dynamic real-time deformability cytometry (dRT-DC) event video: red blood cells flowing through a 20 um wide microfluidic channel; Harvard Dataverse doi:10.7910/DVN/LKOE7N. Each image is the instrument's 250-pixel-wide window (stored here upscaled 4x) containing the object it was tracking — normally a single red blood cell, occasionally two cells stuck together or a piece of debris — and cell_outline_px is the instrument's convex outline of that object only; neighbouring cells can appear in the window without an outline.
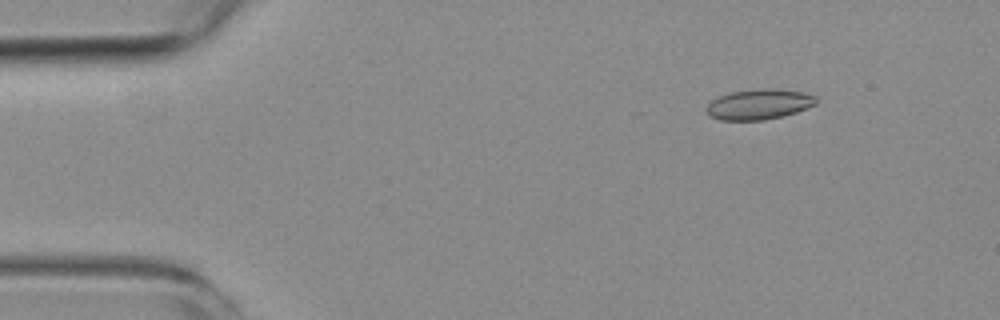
{"species": "common noctule bat (a hibernating species)", "species_latin": "Nyctalus noctula", "temperature_condition": "room temperature", "stored_images_in_passage": 10, "camera_frame_rate_fps": 3000, "um_per_image_px": 0.085, "animal": {"sex": "female", "body_mass_g": 19.3, "forearm_length_mm": 54.1}, "frame": {"image": 1, "passage_image": 1, "time_ms": 0.0, "image_size_px": [1000, 320], "cell_outline_px": [[816, 104], [796, 112], [784, 116], [764, 120], [720, 120], [708, 116], [704, 108], [712, 100], [728, 92], [764, 88], [768, 88], [800, 92], [816, 96]], "centroid_in_image_um": [64.46, 8.88], "position_along_channel_um": 20.5, "area_um2": 19.42}}
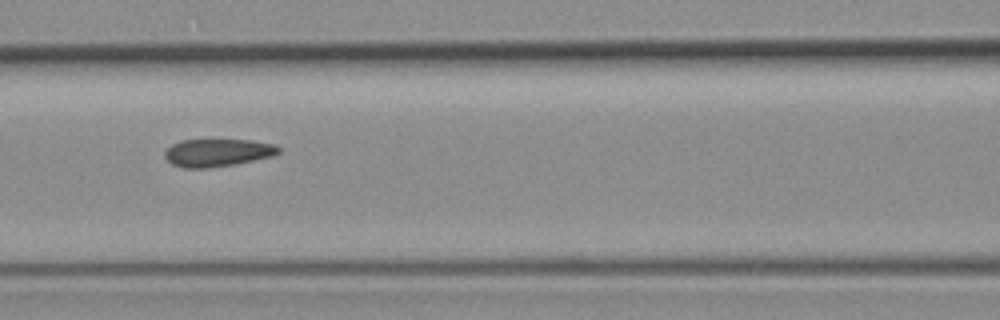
{"frame": {"image": 2, "passage_image": 6, "time_ms": 5.667, "image_size_px": [1000, 320], "cell_outline_px": [[280, 152], [272, 156], [236, 164], [208, 168], [184, 168], [172, 164], [164, 156], [164, 152], [172, 144], [180, 140], [252, 140], [272, 144], [280, 148]], "centroid_in_image_um": [18.47, 12.98], "position_along_channel_um": 148.1, "area_um2": 18.32}}
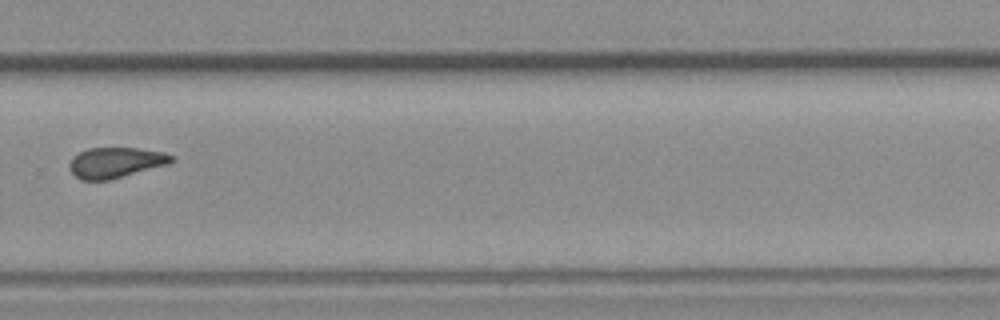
{"frame": {"image": 3, "passage_image": 10, "time_ms": 10.333, "image_size_px": [1000, 320], "cell_outline_px": [[176, 160], [168, 164], [108, 180], [80, 180], [68, 168], [68, 164], [72, 156], [88, 148], [136, 148], [164, 152], [172, 156]], "centroid_in_image_um": [9.8, 13.81], "position_along_channel_um": 320.0, "area_um2": 18.09}}